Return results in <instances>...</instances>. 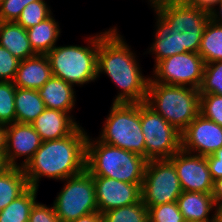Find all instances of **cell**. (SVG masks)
Instances as JSON below:
<instances>
[{
    "instance_id": "cell-3",
    "label": "cell",
    "mask_w": 222,
    "mask_h": 222,
    "mask_svg": "<svg viewBox=\"0 0 222 222\" xmlns=\"http://www.w3.org/2000/svg\"><path fill=\"white\" fill-rule=\"evenodd\" d=\"M79 125L70 135L44 141L22 167L29 187L39 188L41 178L63 181L86 170L88 133Z\"/></svg>"
},
{
    "instance_id": "cell-17",
    "label": "cell",
    "mask_w": 222,
    "mask_h": 222,
    "mask_svg": "<svg viewBox=\"0 0 222 222\" xmlns=\"http://www.w3.org/2000/svg\"><path fill=\"white\" fill-rule=\"evenodd\" d=\"M177 204L185 221L216 222L217 207L212 193L183 191Z\"/></svg>"
},
{
    "instance_id": "cell-20",
    "label": "cell",
    "mask_w": 222,
    "mask_h": 222,
    "mask_svg": "<svg viewBox=\"0 0 222 222\" xmlns=\"http://www.w3.org/2000/svg\"><path fill=\"white\" fill-rule=\"evenodd\" d=\"M0 46L20 61L37 55L30 45L27 30L15 21H0Z\"/></svg>"
},
{
    "instance_id": "cell-27",
    "label": "cell",
    "mask_w": 222,
    "mask_h": 222,
    "mask_svg": "<svg viewBox=\"0 0 222 222\" xmlns=\"http://www.w3.org/2000/svg\"><path fill=\"white\" fill-rule=\"evenodd\" d=\"M51 6L46 0H36L29 3L21 12L18 19L15 21L24 29L38 25L43 20L52 15Z\"/></svg>"
},
{
    "instance_id": "cell-34",
    "label": "cell",
    "mask_w": 222,
    "mask_h": 222,
    "mask_svg": "<svg viewBox=\"0 0 222 222\" xmlns=\"http://www.w3.org/2000/svg\"><path fill=\"white\" fill-rule=\"evenodd\" d=\"M28 222H60L55 214L53 204L51 206L39 203L34 204Z\"/></svg>"
},
{
    "instance_id": "cell-21",
    "label": "cell",
    "mask_w": 222,
    "mask_h": 222,
    "mask_svg": "<svg viewBox=\"0 0 222 222\" xmlns=\"http://www.w3.org/2000/svg\"><path fill=\"white\" fill-rule=\"evenodd\" d=\"M54 16L52 14L38 25L26 29L30 45L38 55H46L50 52L61 37L60 25Z\"/></svg>"
},
{
    "instance_id": "cell-1",
    "label": "cell",
    "mask_w": 222,
    "mask_h": 222,
    "mask_svg": "<svg viewBox=\"0 0 222 222\" xmlns=\"http://www.w3.org/2000/svg\"><path fill=\"white\" fill-rule=\"evenodd\" d=\"M153 13L154 39L146 53L154 55V66L176 54L199 52L205 26L210 20L209 11L169 0Z\"/></svg>"
},
{
    "instance_id": "cell-8",
    "label": "cell",
    "mask_w": 222,
    "mask_h": 222,
    "mask_svg": "<svg viewBox=\"0 0 222 222\" xmlns=\"http://www.w3.org/2000/svg\"><path fill=\"white\" fill-rule=\"evenodd\" d=\"M62 182L64 185L52 203L60 222H70L99 212L93 177L87 170Z\"/></svg>"
},
{
    "instance_id": "cell-10",
    "label": "cell",
    "mask_w": 222,
    "mask_h": 222,
    "mask_svg": "<svg viewBox=\"0 0 222 222\" xmlns=\"http://www.w3.org/2000/svg\"><path fill=\"white\" fill-rule=\"evenodd\" d=\"M141 127L147 160L170 159L181 149V133L145 102L141 103Z\"/></svg>"
},
{
    "instance_id": "cell-35",
    "label": "cell",
    "mask_w": 222,
    "mask_h": 222,
    "mask_svg": "<svg viewBox=\"0 0 222 222\" xmlns=\"http://www.w3.org/2000/svg\"><path fill=\"white\" fill-rule=\"evenodd\" d=\"M207 164L212 180L222 177V148L211 155L206 156Z\"/></svg>"
},
{
    "instance_id": "cell-5",
    "label": "cell",
    "mask_w": 222,
    "mask_h": 222,
    "mask_svg": "<svg viewBox=\"0 0 222 222\" xmlns=\"http://www.w3.org/2000/svg\"><path fill=\"white\" fill-rule=\"evenodd\" d=\"M84 45H56L46 54L52 74L77 87L97 79L99 33L89 35Z\"/></svg>"
},
{
    "instance_id": "cell-2",
    "label": "cell",
    "mask_w": 222,
    "mask_h": 222,
    "mask_svg": "<svg viewBox=\"0 0 222 222\" xmlns=\"http://www.w3.org/2000/svg\"><path fill=\"white\" fill-rule=\"evenodd\" d=\"M120 33L117 25L99 32L97 79L104 74L119 87L112 103H143L150 76L142 74L136 52Z\"/></svg>"
},
{
    "instance_id": "cell-12",
    "label": "cell",
    "mask_w": 222,
    "mask_h": 222,
    "mask_svg": "<svg viewBox=\"0 0 222 222\" xmlns=\"http://www.w3.org/2000/svg\"><path fill=\"white\" fill-rule=\"evenodd\" d=\"M170 160L176 169L182 191L212 193L214 181L206 156L193 154L181 148Z\"/></svg>"
},
{
    "instance_id": "cell-9",
    "label": "cell",
    "mask_w": 222,
    "mask_h": 222,
    "mask_svg": "<svg viewBox=\"0 0 222 222\" xmlns=\"http://www.w3.org/2000/svg\"><path fill=\"white\" fill-rule=\"evenodd\" d=\"M182 188L170 159L148 160L141 185V200L147 208L177 202Z\"/></svg>"
},
{
    "instance_id": "cell-16",
    "label": "cell",
    "mask_w": 222,
    "mask_h": 222,
    "mask_svg": "<svg viewBox=\"0 0 222 222\" xmlns=\"http://www.w3.org/2000/svg\"><path fill=\"white\" fill-rule=\"evenodd\" d=\"M31 125L44 142L70 135L80 123L70 113L46 108Z\"/></svg>"
},
{
    "instance_id": "cell-24",
    "label": "cell",
    "mask_w": 222,
    "mask_h": 222,
    "mask_svg": "<svg viewBox=\"0 0 222 222\" xmlns=\"http://www.w3.org/2000/svg\"><path fill=\"white\" fill-rule=\"evenodd\" d=\"M38 188L29 187L21 196L0 211V222H28L37 202Z\"/></svg>"
},
{
    "instance_id": "cell-36",
    "label": "cell",
    "mask_w": 222,
    "mask_h": 222,
    "mask_svg": "<svg viewBox=\"0 0 222 222\" xmlns=\"http://www.w3.org/2000/svg\"><path fill=\"white\" fill-rule=\"evenodd\" d=\"M187 5L196 6L201 9L210 11L213 9L221 0H179Z\"/></svg>"
},
{
    "instance_id": "cell-40",
    "label": "cell",
    "mask_w": 222,
    "mask_h": 222,
    "mask_svg": "<svg viewBox=\"0 0 222 222\" xmlns=\"http://www.w3.org/2000/svg\"><path fill=\"white\" fill-rule=\"evenodd\" d=\"M6 138H7L6 126L0 125V154H5L6 152Z\"/></svg>"
},
{
    "instance_id": "cell-25",
    "label": "cell",
    "mask_w": 222,
    "mask_h": 222,
    "mask_svg": "<svg viewBox=\"0 0 222 222\" xmlns=\"http://www.w3.org/2000/svg\"><path fill=\"white\" fill-rule=\"evenodd\" d=\"M198 54L208 64L222 61V25L211 19L205 26Z\"/></svg>"
},
{
    "instance_id": "cell-31",
    "label": "cell",
    "mask_w": 222,
    "mask_h": 222,
    "mask_svg": "<svg viewBox=\"0 0 222 222\" xmlns=\"http://www.w3.org/2000/svg\"><path fill=\"white\" fill-rule=\"evenodd\" d=\"M200 114L222 126V96L200 94Z\"/></svg>"
},
{
    "instance_id": "cell-4",
    "label": "cell",
    "mask_w": 222,
    "mask_h": 222,
    "mask_svg": "<svg viewBox=\"0 0 222 222\" xmlns=\"http://www.w3.org/2000/svg\"><path fill=\"white\" fill-rule=\"evenodd\" d=\"M147 161L141 155L101 142L89 134L87 136L86 170L92 176L142 184Z\"/></svg>"
},
{
    "instance_id": "cell-22",
    "label": "cell",
    "mask_w": 222,
    "mask_h": 222,
    "mask_svg": "<svg viewBox=\"0 0 222 222\" xmlns=\"http://www.w3.org/2000/svg\"><path fill=\"white\" fill-rule=\"evenodd\" d=\"M45 109V104L37 90L16 87L15 122L31 124Z\"/></svg>"
},
{
    "instance_id": "cell-41",
    "label": "cell",
    "mask_w": 222,
    "mask_h": 222,
    "mask_svg": "<svg viewBox=\"0 0 222 222\" xmlns=\"http://www.w3.org/2000/svg\"><path fill=\"white\" fill-rule=\"evenodd\" d=\"M11 166L7 162V158L5 154H0V175L3 174L6 170H8Z\"/></svg>"
},
{
    "instance_id": "cell-38",
    "label": "cell",
    "mask_w": 222,
    "mask_h": 222,
    "mask_svg": "<svg viewBox=\"0 0 222 222\" xmlns=\"http://www.w3.org/2000/svg\"><path fill=\"white\" fill-rule=\"evenodd\" d=\"M209 15H210V19L213 22L222 25V0L213 9L209 11Z\"/></svg>"
},
{
    "instance_id": "cell-42",
    "label": "cell",
    "mask_w": 222,
    "mask_h": 222,
    "mask_svg": "<svg viewBox=\"0 0 222 222\" xmlns=\"http://www.w3.org/2000/svg\"><path fill=\"white\" fill-rule=\"evenodd\" d=\"M148 4L152 8V11H156L161 6H163L165 3H167L169 0H147Z\"/></svg>"
},
{
    "instance_id": "cell-30",
    "label": "cell",
    "mask_w": 222,
    "mask_h": 222,
    "mask_svg": "<svg viewBox=\"0 0 222 222\" xmlns=\"http://www.w3.org/2000/svg\"><path fill=\"white\" fill-rule=\"evenodd\" d=\"M148 220L149 222H186L177 202L149 207Z\"/></svg>"
},
{
    "instance_id": "cell-19",
    "label": "cell",
    "mask_w": 222,
    "mask_h": 222,
    "mask_svg": "<svg viewBox=\"0 0 222 222\" xmlns=\"http://www.w3.org/2000/svg\"><path fill=\"white\" fill-rule=\"evenodd\" d=\"M75 86L66 81L52 76L40 89L38 93L45 107L71 113L75 109L76 91Z\"/></svg>"
},
{
    "instance_id": "cell-14",
    "label": "cell",
    "mask_w": 222,
    "mask_h": 222,
    "mask_svg": "<svg viewBox=\"0 0 222 222\" xmlns=\"http://www.w3.org/2000/svg\"><path fill=\"white\" fill-rule=\"evenodd\" d=\"M99 212L129 206L141 201V185L110 177L92 176Z\"/></svg>"
},
{
    "instance_id": "cell-7",
    "label": "cell",
    "mask_w": 222,
    "mask_h": 222,
    "mask_svg": "<svg viewBox=\"0 0 222 222\" xmlns=\"http://www.w3.org/2000/svg\"><path fill=\"white\" fill-rule=\"evenodd\" d=\"M100 130L99 141L145 157L141 103H112Z\"/></svg>"
},
{
    "instance_id": "cell-29",
    "label": "cell",
    "mask_w": 222,
    "mask_h": 222,
    "mask_svg": "<svg viewBox=\"0 0 222 222\" xmlns=\"http://www.w3.org/2000/svg\"><path fill=\"white\" fill-rule=\"evenodd\" d=\"M199 93L222 96V61L205 64Z\"/></svg>"
},
{
    "instance_id": "cell-26",
    "label": "cell",
    "mask_w": 222,
    "mask_h": 222,
    "mask_svg": "<svg viewBox=\"0 0 222 222\" xmlns=\"http://www.w3.org/2000/svg\"><path fill=\"white\" fill-rule=\"evenodd\" d=\"M102 222H149L148 208L142 200L129 206L114 208L102 213Z\"/></svg>"
},
{
    "instance_id": "cell-28",
    "label": "cell",
    "mask_w": 222,
    "mask_h": 222,
    "mask_svg": "<svg viewBox=\"0 0 222 222\" xmlns=\"http://www.w3.org/2000/svg\"><path fill=\"white\" fill-rule=\"evenodd\" d=\"M15 91L13 82L0 81V125H10L15 122Z\"/></svg>"
},
{
    "instance_id": "cell-11",
    "label": "cell",
    "mask_w": 222,
    "mask_h": 222,
    "mask_svg": "<svg viewBox=\"0 0 222 222\" xmlns=\"http://www.w3.org/2000/svg\"><path fill=\"white\" fill-rule=\"evenodd\" d=\"M204 60L198 53L185 52L159 61L153 69L149 83L200 88L203 80Z\"/></svg>"
},
{
    "instance_id": "cell-18",
    "label": "cell",
    "mask_w": 222,
    "mask_h": 222,
    "mask_svg": "<svg viewBox=\"0 0 222 222\" xmlns=\"http://www.w3.org/2000/svg\"><path fill=\"white\" fill-rule=\"evenodd\" d=\"M52 76L47 56L37 54L20 61L13 84L18 88L38 90Z\"/></svg>"
},
{
    "instance_id": "cell-33",
    "label": "cell",
    "mask_w": 222,
    "mask_h": 222,
    "mask_svg": "<svg viewBox=\"0 0 222 222\" xmlns=\"http://www.w3.org/2000/svg\"><path fill=\"white\" fill-rule=\"evenodd\" d=\"M36 0H4L0 3V21H16L22 10Z\"/></svg>"
},
{
    "instance_id": "cell-43",
    "label": "cell",
    "mask_w": 222,
    "mask_h": 222,
    "mask_svg": "<svg viewBox=\"0 0 222 222\" xmlns=\"http://www.w3.org/2000/svg\"><path fill=\"white\" fill-rule=\"evenodd\" d=\"M216 222H222V205L217 206Z\"/></svg>"
},
{
    "instance_id": "cell-13",
    "label": "cell",
    "mask_w": 222,
    "mask_h": 222,
    "mask_svg": "<svg viewBox=\"0 0 222 222\" xmlns=\"http://www.w3.org/2000/svg\"><path fill=\"white\" fill-rule=\"evenodd\" d=\"M184 151L208 156L222 148V126L199 114L181 133Z\"/></svg>"
},
{
    "instance_id": "cell-15",
    "label": "cell",
    "mask_w": 222,
    "mask_h": 222,
    "mask_svg": "<svg viewBox=\"0 0 222 222\" xmlns=\"http://www.w3.org/2000/svg\"><path fill=\"white\" fill-rule=\"evenodd\" d=\"M6 129L7 162L10 166L22 168L40 148L42 140L31 124L14 122L7 125ZM18 160L22 162L18 163Z\"/></svg>"
},
{
    "instance_id": "cell-23",
    "label": "cell",
    "mask_w": 222,
    "mask_h": 222,
    "mask_svg": "<svg viewBox=\"0 0 222 222\" xmlns=\"http://www.w3.org/2000/svg\"><path fill=\"white\" fill-rule=\"evenodd\" d=\"M29 188L24 170L11 166L0 175V211Z\"/></svg>"
},
{
    "instance_id": "cell-6",
    "label": "cell",
    "mask_w": 222,
    "mask_h": 222,
    "mask_svg": "<svg viewBox=\"0 0 222 222\" xmlns=\"http://www.w3.org/2000/svg\"><path fill=\"white\" fill-rule=\"evenodd\" d=\"M145 103L180 133L200 114L198 88L148 83Z\"/></svg>"
},
{
    "instance_id": "cell-37",
    "label": "cell",
    "mask_w": 222,
    "mask_h": 222,
    "mask_svg": "<svg viewBox=\"0 0 222 222\" xmlns=\"http://www.w3.org/2000/svg\"><path fill=\"white\" fill-rule=\"evenodd\" d=\"M212 197L216 207L222 205V177L214 180Z\"/></svg>"
},
{
    "instance_id": "cell-32",
    "label": "cell",
    "mask_w": 222,
    "mask_h": 222,
    "mask_svg": "<svg viewBox=\"0 0 222 222\" xmlns=\"http://www.w3.org/2000/svg\"><path fill=\"white\" fill-rule=\"evenodd\" d=\"M20 60L0 46V81L13 82Z\"/></svg>"
},
{
    "instance_id": "cell-39",
    "label": "cell",
    "mask_w": 222,
    "mask_h": 222,
    "mask_svg": "<svg viewBox=\"0 0 222 222\" xmlns=\"http://www.w3.org/2000/svg\"><path fill=\"white\" fill-rule=\"evenodd\" d=\"M70 222H102V214L100 212H92Z\"/></svg>"
}]
</instances>
